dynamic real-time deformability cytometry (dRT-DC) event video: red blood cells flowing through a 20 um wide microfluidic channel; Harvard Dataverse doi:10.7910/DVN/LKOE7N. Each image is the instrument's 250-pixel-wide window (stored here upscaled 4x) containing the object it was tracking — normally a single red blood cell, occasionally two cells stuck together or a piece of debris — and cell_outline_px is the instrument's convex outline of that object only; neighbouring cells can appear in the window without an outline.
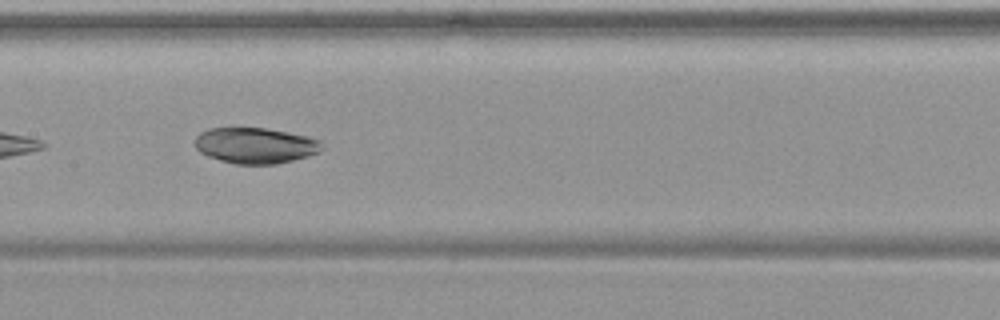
{"species": "common noctule bat (a hibernating species)", "species_latin": "Nyctalus noctula", "temperature_condition": "warm", "stored_images_in_passage": 16, "camera_frame_rate_fps": 3000, "um_per_image_px": 0.085, "animal": {"sex": "female", "body_mass_g": 19.9}, "frame": {"image": 1, "passage_image": 14, "time_ms": 4.333, "image_size_px": [1000, 320], "cell_outline_px": [[324, 148], [320, 152], [308, 156], [276, 164], [236, 164], [220, 160], [208, 156], [200, 152], [196, 148], [196, 136], [200, 132], [208, 128], [236, 124], [268, 128], [308, 136], [320, 140], [324, 144]], "centroid_in_image_um": [21.69, 12.31], "position_along_channel_um": 185.7, "area_um2": 27.51}}